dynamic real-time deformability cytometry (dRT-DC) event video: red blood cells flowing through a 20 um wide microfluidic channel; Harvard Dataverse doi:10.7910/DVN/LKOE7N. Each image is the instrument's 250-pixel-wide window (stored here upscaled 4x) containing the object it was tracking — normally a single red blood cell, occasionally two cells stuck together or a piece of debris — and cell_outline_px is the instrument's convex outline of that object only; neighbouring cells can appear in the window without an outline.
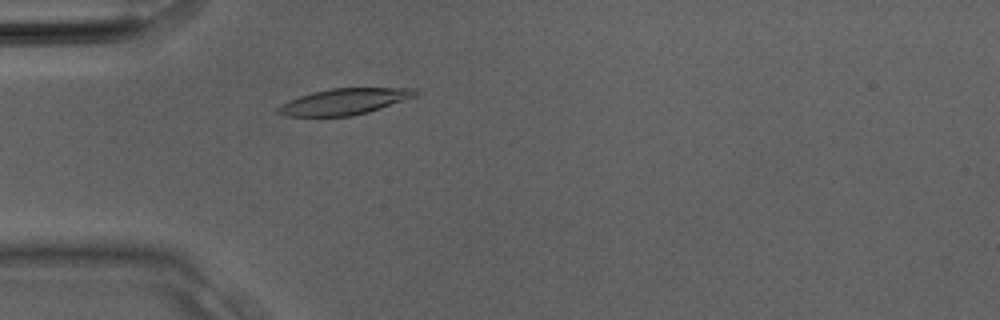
{"species": "Egyptian fruit bat (a non-hibernating species)", "species_latin": "Rousettus aegyptiacus", "temperature_condition": "room temperature", "stored_images_in_passage": 31, "camera_frame_rate_fps": 3000, "um_per_image_px": 0.085, "animal": {"sex": "male"}, "frame": {"image": 1, "passage_image": 9, "time_ms": 2.667, "image_size_px": [1000, 320], "cell_outline_px": [[420, 92], [416, 96], [368, 112], [352, 116], [284, 116], [276, 112], [276, 108], [280, 104], [288, 100], [312, 92], [332, 88], [420, 88]], "centroid_in_image_um": [29.26, 8.63], "position_along_channel_um": 55.7, "area_um2": 20.98}}
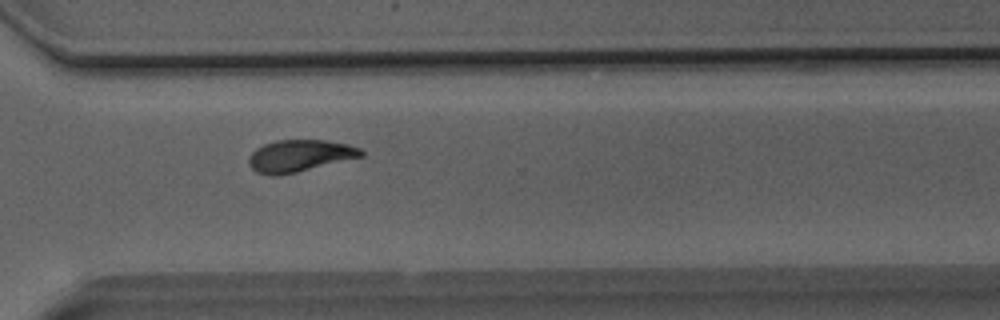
{"frame": {"image": 2, "passage_image": 23, "time_ms": 7.333, "image_size_px": [1000, 320], "cell_outline_px": [[364, 156], [296, 172], [276, 176], [268, 176], [256, 172], [248, 164], [248, 160], [252, 152], [256, 148], [264, 144], [276, 140], [324, 140], [348, 144], [360, 148], [364, 152]], "centroid_in_image_um": [25.45, 13.24], "position_along_channel_um": 345.1, "area_um2": 20.92}}
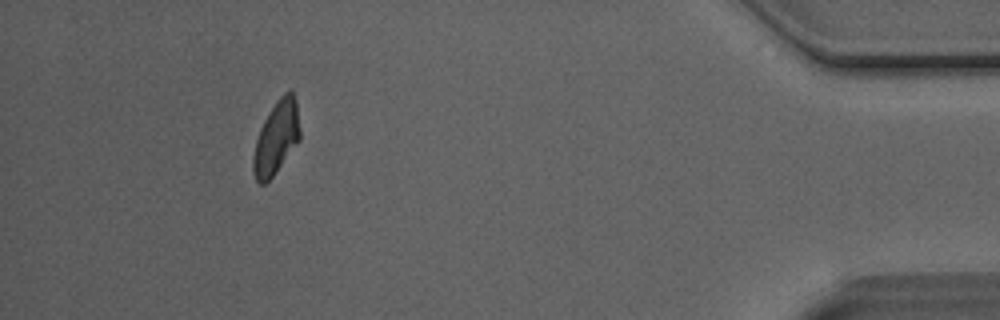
{"frame": {"image": 3, "passage_image": 29, "time_ms": 9.333, "image_size_px": [1000, 320], "cell_outline_px": [[300, 140], [272, 176], [264, 184], [260, 184], [256, 180], [252, 172], [252, 156], [256, 140], [260, 128], [268, 112], [276, 100], [284, 92], [292, 92], [296, 100], [300, 128]], "centroid_in_image_um": [23.47, 11.7], "position_along_channel_um": 411.7, "area_um2": 19.88}}